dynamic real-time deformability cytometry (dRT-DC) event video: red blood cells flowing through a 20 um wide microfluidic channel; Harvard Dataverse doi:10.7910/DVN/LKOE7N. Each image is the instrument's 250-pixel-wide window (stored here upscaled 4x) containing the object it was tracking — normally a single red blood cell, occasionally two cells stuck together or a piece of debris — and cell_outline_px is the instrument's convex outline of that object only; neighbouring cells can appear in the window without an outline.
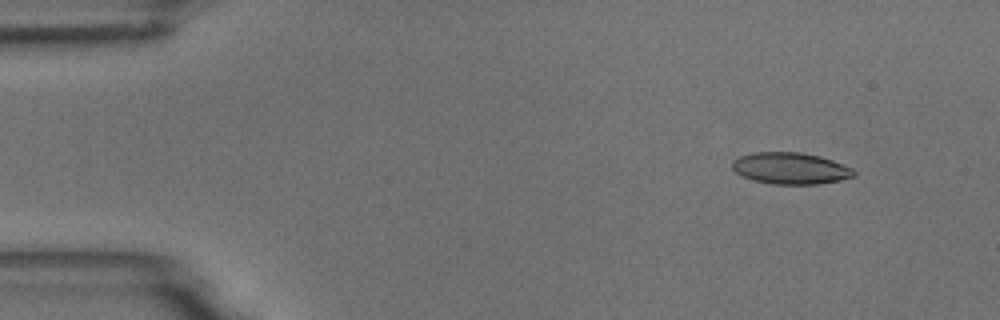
{"species": "common noctule bat (a hibernating species)", "species_latin": "Nyctalus noctula", "temperature_condition": "room temperature", "stored_images_in_passage": 6, "camera_frame_rate_fps": 3000, "um_per_image_px": 0.085, "animal": {"sex": "male", "body_mass_g": 18.8}, "frame": {"image": 1, "passage_image": 2, "time_ms": 1.0, "image_size_px": [1000, 320], "cell_outline_px": [[856, 176], [840, 180], [816, 184], [772, 184], [752, 180], [736, 172], [732, 168], [732, 160], [740, 156], [752, 152], [800, 152], [820, 156], [832, 160], [852, 168], [856, 172]], "centroid_in_image_um": [67.19, 14.3], "position_along_channel_um": 17.8, "area_um2": 22.43}}
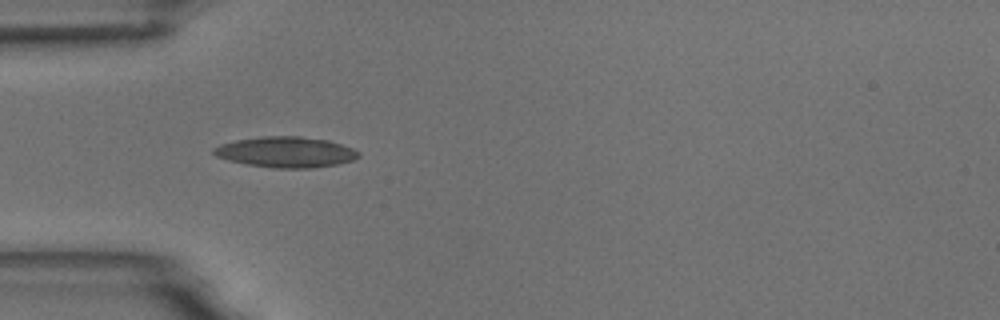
{"frame": {"image": 2, "passage_image": 5, "time_ms": 4.667, "image_size_px": [1000, 320], "cell_outline_px": [[360, 156], [352, 160], [336, 164], [312, 168], [276, 168], [244, 164], [228, 160], [216, 156], [212, 152], [212, 148], [220, 144], [236, 140], [260, 136], [300, 136], [328, 140], [352, 148], [360, 152]], "centroid_in_image_um": [24.27, 12.92], "position_along_channel_um": 60.7, "area_um2": 25.95}}